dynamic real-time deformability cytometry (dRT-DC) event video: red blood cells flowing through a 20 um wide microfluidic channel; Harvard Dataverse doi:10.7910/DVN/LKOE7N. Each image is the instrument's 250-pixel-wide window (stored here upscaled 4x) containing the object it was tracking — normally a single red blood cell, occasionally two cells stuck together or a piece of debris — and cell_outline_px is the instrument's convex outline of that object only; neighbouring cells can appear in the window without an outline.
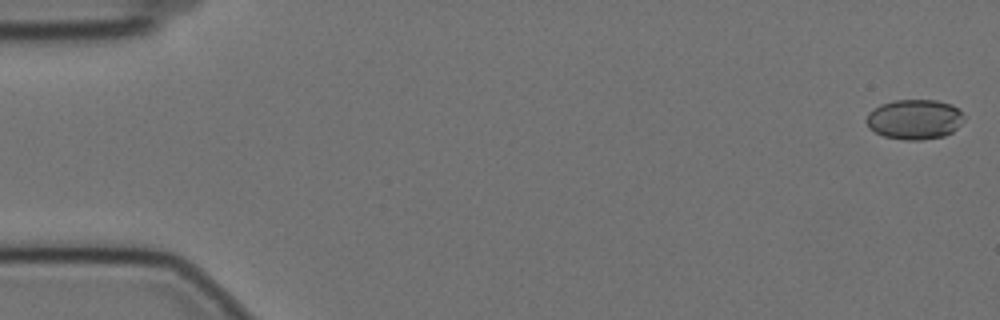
{"species": "Egyptian fruit bat (a non-hibernating species)", "species_latin": "Rousettus aegyptiacus", "temperature_condition": "cold", "stored_images_in_passage": 58, "camera_frame_rate_fps": 3000, "um_per_image_px": 0.085, "animal": {"sex": "female"}, "frame": {"image": 1, "passage_image": 1, "time_ms": 0.0, "image_size_px": [1000, 320], "cell_outline_px": [[964, 120], [952, 132], [944, 136], [920, 140], [904, 140], [884, 136], [868, 128], [864, 120], [868, 112], [880, 104], [896, 100], [936, 100], [952, 104], [960, 108], [964, 116]], "centroid_in_image_um": [77.73, 10.14], "position_along_channel_um": 7.3, "area_um2": 23.0}}
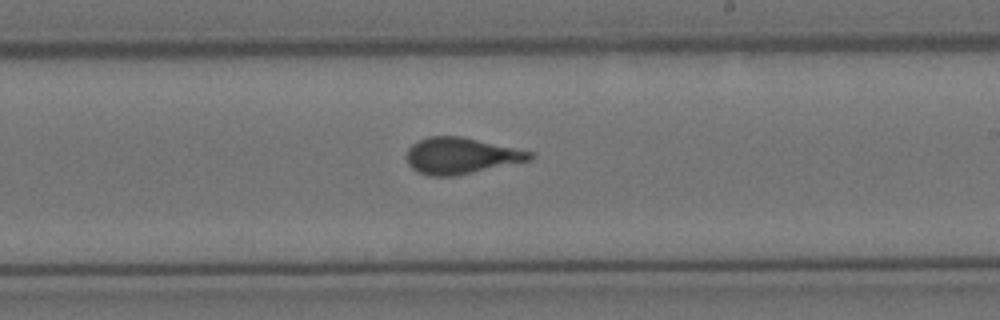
{"frame": {"image": 2, "passage_image": 34, "time_ms": 11.0, "image_size_px": [1000, 320], "cell_outline_px": [[536, 156], [532, 160], [456, 176], [428, 176], [412, 168], [408, 164], [408, 148], [416, 140], [428, 136], [464, 136], [536, 152]], "centroid_in_image_um": [39.25, 13.22], "position_along_channel_um": 249.7, "area_um2": 26.53}}
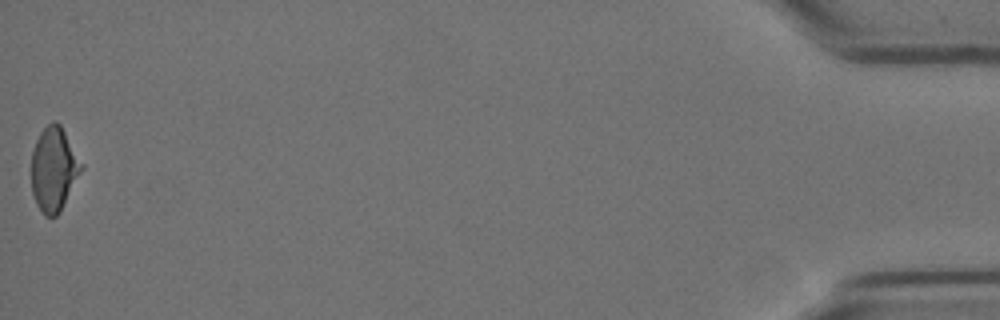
{"frame": {"image": 3, "passage_image": 58, "time_ms": 19.0, "image_size_px": [1000, 320], "cell_outline_px": [[84, 168], [60, 212], [56, 216], [44, 216], [36, 204], [32, 192], [32, 152], [36, 140], [40, 132], [52, 120], [56, 120], [60, 124], [84, 164]], "centroid_in_image_um": [4.6, 14.37], "position_along_channel_um": 430.6, "area_um2": 24.68}, "authors_computed_cell_mechanics": {"area_um2": 25.143, "velocity_mm_per_s": 3.4835, "shape_relaxation_time_tau1_ms": null, "shape_relaxation_time_tau2_ms": 1.0249, "deformation_change_tau1": null, "deformation_change_tau2": 0.0668}}